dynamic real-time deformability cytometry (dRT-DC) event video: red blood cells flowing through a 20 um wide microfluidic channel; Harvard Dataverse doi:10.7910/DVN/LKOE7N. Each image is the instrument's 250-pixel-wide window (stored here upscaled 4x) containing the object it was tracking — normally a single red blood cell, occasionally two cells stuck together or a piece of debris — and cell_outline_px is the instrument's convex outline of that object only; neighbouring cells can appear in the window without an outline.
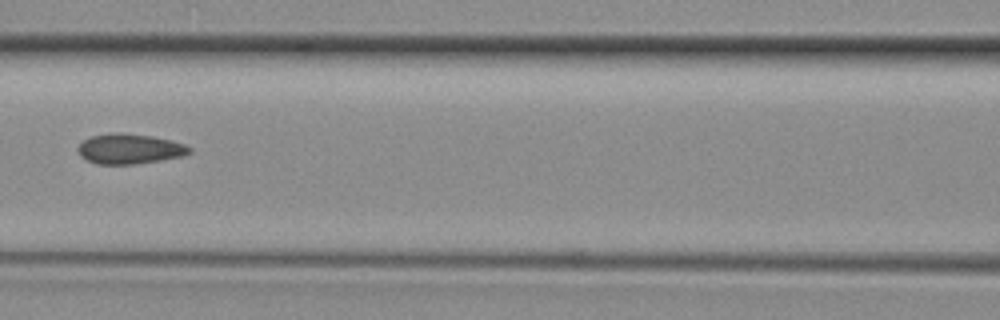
{"species": "common noctule bat (a hibernating species)", "species_latin": "Nyctalus noctula", "temperature_condition": "room temperature", "stored_images_in_passage": 5, "camera_frame_rate_fps": 3000, "um_per_image_px": 0.085, "animal": {"sex": "female", "body_mass_g": 29.2, "forearm_length_mm": 56.3}, "frame": {"image": 1, "passage_image": 5, "time_ms": 1.333, "image_size_px": [1000, 320], "cell_outline_px": [[192, 152], [180, 156], [160, 160], [132, 164], [96, 164], [80, 156], [76, 148], [84, 140], [92, 136], [116, 132], [120, 132], [152, 136], [184, 144], [192, 148]], "centroid_in_image_um": [10.99, 12.65], "position_along_channel_um": 155.6, "area_um2": 19.36}}